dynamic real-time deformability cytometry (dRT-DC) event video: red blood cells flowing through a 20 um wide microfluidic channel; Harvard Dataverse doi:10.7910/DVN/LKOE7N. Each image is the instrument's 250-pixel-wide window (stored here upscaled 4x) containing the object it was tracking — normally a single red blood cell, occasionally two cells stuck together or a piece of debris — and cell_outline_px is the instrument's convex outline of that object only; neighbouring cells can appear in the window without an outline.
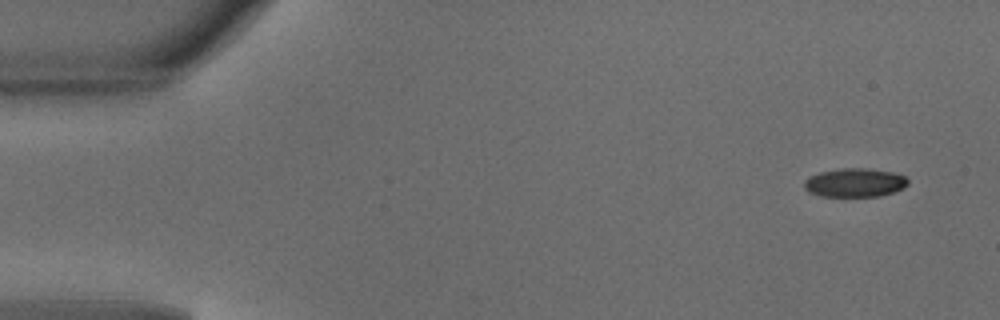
{"species": "common noctule bat (a hibernating species)", "species_latin": "Nyctalus noctula", "temperature_condition": "warm", "stored_images_in_passage": 47, "camera_frame_rate_fps": 3000, "um_per_image_px": 0.085, "animal": {"sex": "male", "body_mass_g": 18.8}, "frame": {"image": 1, "passage_image": 1, "time_ms": 0.0, "image_size_px": [1000, 320], "cell_outline_px": [[908, 184], [892, 192], [880, 196], [820, 196], [808, 192], [804, 188], [804, 180], [808, 176], [820, 172], [844, 168], [864, 168], [892, 172], [904, 176], [908, 180]], "centroid_in_image_um": [72.6, 15.52], "position_along_channel_um": 12.4, "area_um2": 17.22}}
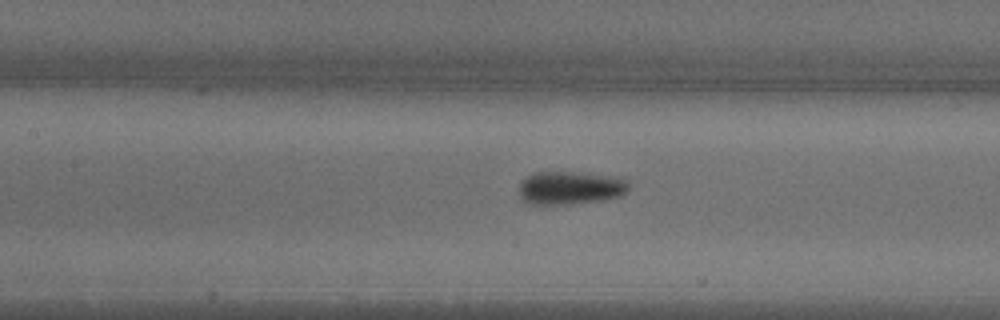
{"frame": {"image": 2, "passage_image": 20, "time_ms": 6.333, "image_size_px": [1000, 320], "cell_outline_px": [[628, 188], [620, 196], [604, 200], [564, 204], [524, 204], [520, 196], [520, 184], [528, 176], [536, 172], [572, 172], [628, 180]], "centroid_in_image_um": [48.4, 15.99], "position_along_channel_um": 159.0, "area_um2": 20.69}}
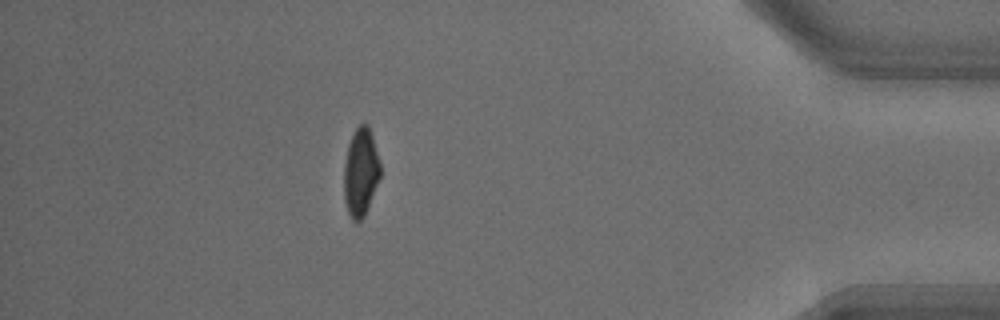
{"frame": {"image": 3, "passage_image": 41, "time_ms": 13.333, "image_size_px": [1000, 320], "cell_outline_px": [[380, 176], [364, 216], [360, 220], [352, 220], [348, 212], [344, 200], [344, 164], [348, 144], [356, 128], [360, 124], [368, 124], [372, 136], [380, 164]], "centroid_in_image_um": [30.64, 14.63], "position_along_channel_um": 404.6, "area_um2": 18.32}, "authors_computed_cell_mechanics": {"area_um2": 19.3052, "velocity_mm_per_s": 4.1557, "shape_relaxation_time_tau1_ms": 2.6535, "shape_relaxation_time_tau2_ms": 0.9778, "deformation_change_tau1": 0.159, "deformation_change_tau2": 0.0708}}